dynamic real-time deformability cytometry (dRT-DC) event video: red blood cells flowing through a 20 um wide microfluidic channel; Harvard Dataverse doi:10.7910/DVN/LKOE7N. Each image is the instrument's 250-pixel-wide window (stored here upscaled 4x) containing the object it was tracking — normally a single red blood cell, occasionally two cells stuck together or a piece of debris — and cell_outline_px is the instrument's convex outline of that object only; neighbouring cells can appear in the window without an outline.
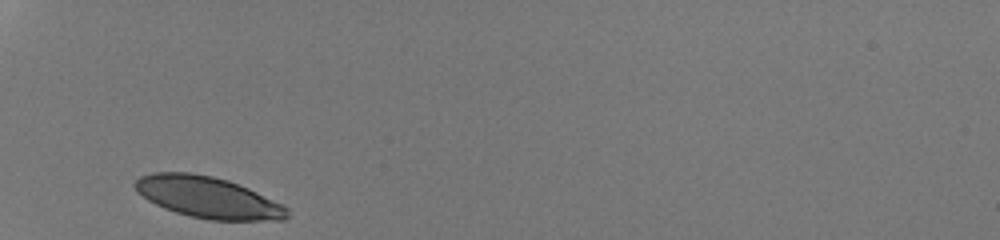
{"species": "human", "species_latin": "Homo sapiens", "temperature_condition": "room temperature", "stored_images_in_passage": 26, "camera_frame_rate_fps": 3000, "um_per_image_px": 0.085, "donor": {"sex": "male"}, "frame": {"image": 1, "passage_image": 1, "time_ms": 0.0, "image_size_px": [1000, 240], "cell_outline_px": [[288, 216], [284, 220], [212, 220], [192, 216], [176, 212], [164, 208], [148, 200], [132, 184], [140, 176], [152, 172], [192, 172], [212, 176], [228, 180], [248, 188], [284, 204], [288, 208]], "centroid_in_image_um": [17.7, 16.76], "position_along_channel_um": 67.3, "area_um2": 36.53}}
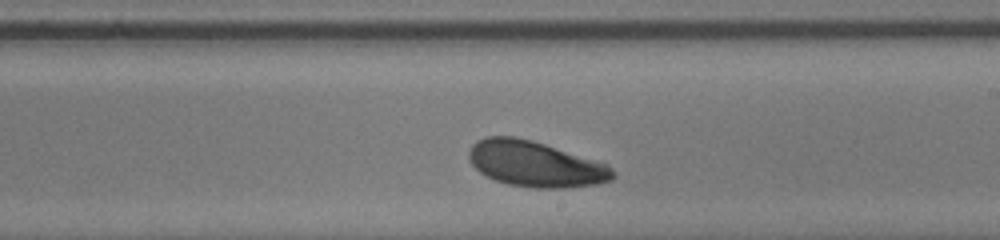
{"frame": {"image": 2, "passage_image": 15, "time_ms": 4.667, "image_size_px": [1000, 240], "cell_outline_px": [[616, 176], [612, 180], [596, 184], [564, 188], [536, 188], [508, 184], [496, 180], [480, 172], [472, 164], [468, 156], [468, 152], [472, 144], [476, 140], [484, 136], [516, 136], [532, 140], [608, 164], [616, 172]], "centroid_in_image_um": [45.51, 13.93], "position_along_channel_um": 243.5, "area_um2": 38.38}}
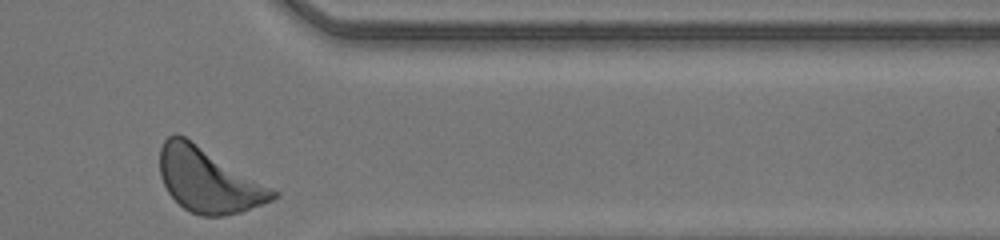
{"frame": {"image": 3, "passage_image": 26, "time_ms": 8.333, "image_size_px": [1000, 240], "cell_outline_px": [[280, 196], [272, 200], [240, 212], [224, 216], [200, 216], [184, 208], [168, 192], [160, 176], [160, 148], [164, 140], [168, 136], [176, 132], [184, 136], [280, 192]], "centroid_in_image_um": [17.72, 15.31], "position_along_channel_um": 393.7, "area_um2": 42.14}, "authors_computed_cell_mechanics": {"area_um2": 38.1769, "velocity_mm_per_s": 4.1577, "shape_relaxation_time_tau1_ms": 2.7656, "shape_relaxation_time_tau2_ms": null, "deformation_change_tau1": 0.1202, "deformation_change_tau2": null}}